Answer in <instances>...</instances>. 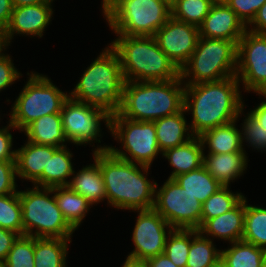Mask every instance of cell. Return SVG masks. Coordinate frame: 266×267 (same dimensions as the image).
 <instances>
[{
	"instance_id": "6da1fadb",
	"label": "cell",
	"mask_w": 266,
	"mask_h": 267,
	"mask_svg": "<svg viewBox=\"0 0 266 267\" xmlns=\"http://www.w3.org/2000/svg\"><path fill=\"white\" fill-rule=\"evenodd\" d=\"M108 147L98 145L93 151L103 176L107 203L118 210L152 209L156 181L147 178L150 167L123 160L108 151Z\"/></svg>"
},
{
	"instance_id": "7a4b0ae2",
	"label": "cell",
	"mask_w": 266,
	"mask_h": 267,
	"mask_svg": "<svg viewBox=\"0 0 266 267\" xmlns=\"http://www.w3.org/2000/svg\"><path fill=\"white\" fill-rule=\"evenodd\" d=\"M239 85L236 76L214 82L185 84L184 109L192 114L189 129L193 136H200L243 115L244 100Z\"/></svg>"
},
{
	"instance_id": "3957f363",
	"label": "cell",
	"mask_w": 266,
	"mask_h": 267,
	"mask_svg": "<svg viewBox=\"0 0 266 267\" xmlns=\"http://www.w3.org/2000/svg\"><path fill=\"white\" fill-rule=\"evenodd\" d=\"M184 92L181 77L166 81H127L118 113L133 121H155L171 116L184 109Z\"/></svg>"
},
{
	"instance_id": "277c9868",
	"label": "cell",
	"mask_w": 266,
	"mask_h": 267,
	"mask_svg": "<svg viewBox=\"0 0 266 267\" xmlns=\"http://www.w3.org/2000/svg\"><path fill=\"white\" fill-rule=\"evenodd\" d=\"M104 49L86 68L69 97L112 116L119 112L125 79L116 50L111 45Z\"/></svg>"
},
{
	"instance_id": "5b68a950",
	"label": "cell",
	"mask_w": 266,
	"mask_h": 267,
	"mask_svg": "<svg viewBox=\"0 0 266 267\" xmlns=\"http://www.w3.org/2000/svg\"><path fill=\"white\" fill-rule=\"evenodd\" d=\"M109 45L118 53L125 82L180 77V69L160 49L153 36H118Z\"/></svg>"
},
{
	"instance_id": "8992f818",
	"label": "cell",
	"mask_w": 266,
	"mask_h": 267,
	"mask_svg": "<svg viewBox=\"0 0 266 267\" xmlns=\"http://www.w3.org/2000/svg\"><path fill=\"white\" fill-rule=\"evenodd\" d=\"M101 7L117 36H154L171 17V8L159 0H107Z\"/></svg>"
},
{
	"instance_id": "52a82bcc",
	"label": "cell",
	"mask_w": 266,
	"mask_h": 267,
	"mask_svg": "<svg viewBox=\"0 0 266 267\" xmlns=\"http://www.w3.org/2000/svg\"><path fill=\"white\" fill-rule=\"evenodd\" d=\"M238 44L199 37L197 46L180 69L184 84L214 82L236 75Z\"/></svg>"
},
{
	"instance_id": "ba28073f",
	"label": "cell",
	"mask_w": 266,
	"mask_h": 267,
	"mask_svg": "<svg viewBox=\"0 0 266 267\" xmlns=\"http://www.w3.org/2000/svg\"><path fill=\"white\" fill-rule=\"evenodd\" d=\"M52 195V196H50ZM24 235L35 238H71L75 230L64 219L54 196V187L19 191Z\"/></svg>"
},
{
	"instance_id": "9c48e42d",
	"label": "cell",
	"mask_w": 266,
	"mask_h": 267,
	"mask_svg": "<svg viewBox=\"0 0 266 267\" xmlns=\"http://www.w3.org/2000/svg\"><path fill=\"white\" fill-rule=\"evenodd\" d=\"M28 81L12 105L9 121L22 131L38 118L60 113L69 97L46 75L31 72Z\"/></svg>"
},
{
	"instance_id": "30bf717a",
	"label": "cell",
	"mask_w": 266,
	"mask_h": 267,
	"mask_svg": "<svg viewBox=\"0 0 266 267\" xmlns=\"http://www.w3.org/2000/svg\"><path fill=\"white\" fill-rule=\"evenodd\" d=\"M109 130L124 150L110 145L108 151L123 160L151 167L159 153L162 155L154 121H133L117 113L110 116Z\"/></svg>"
},
{
	"instance_id": "8fae6325",
	"label": "cell",
	"mask_w": 266,
	"mask_h": 267,
	"mask_svg": "<svg viewBox=\"0 0 266 267\" xmlns=\"http://www.w3.org/2000/svg\"><path fill=\"white\" fill-rule=\"evenodd\" d=\"M173 229H196L201 226L202 203L168 178L162 187L155 186L153 207Z\"/></svg>"
},
{
	"instance_id": "7c38bea8",
	"label": "cell",
	"mask_w": 266,
	"mask_h": 267,
	"mask_svg": "<svg viewBox=\"0 0 266 267\" xmlns=\"http://www.w3.org/2000/svg\"><path fill=\"white\" fill-rule=\"evenodd\" d=\"M62 127L69 143L88 145L101 143V121L109 129L110 115L101 108L87 105L68 97L61 109ZM98 137V138H97ZM99 139V140H98Z\"/></svg>"
},
{
	"instance_id": "4fadbf2b",
	"label": "cell",
	"mask_w": 266,
	"mask_h": 267,
	"mask_svg": "<svg viewBox=\"0 0 266 267\" xmlns=\"http://www.w3.org/2000/svg\"><path fill=\"white\" fill-rule=\"evenodd\" d=\"M238 81L245 92L266 93V35L246 30L238 42Z\"/></svg>"
},
{
	"instance_id": "5bb4252c",
	"label": "cell",
	"mask_w": 266,
	"mask_h": 267,
	"mask_svg": "<svg viewBox=\"0 0 266 267\" xmlns=\"http://www.w3.org/2000/svg\"><path fill=\"white\" fill-rule=\"evenodd\" d=\"M136 212L139 213L132 234L135 248L127 256L148 260L163 254L173 228L154 208Z\"/></svg>"
},
{
	"instance_id": "9a60e30c",
	"label": "cell",
	"mask_w": 266,
	"mask_h": 267,
	"mask_svg": "<svg viewBox=\"0 0 266 267\" xmlns=\"http://www.w3.org/2000/svg\"><path fill=\"white\" fill-rule=\"evenodd\" d=\"M160 49L181 69L193 54L199 37V27L172 16L153 36Z\"/></svg>"
},
{
	"instance_id": "2e32d148",
	"label": "cell",
	"mask_w": 266,
	"mask_h": 267,
	"mask_svg": "<svg viewBox=\"0 0 266 267\" xmlns=\"http://www.w3.org/2000/svg\"><path fill=\"white\" fill-rule=\"evenodd\" d=\"M52 3L13 7L9 24L5 27L8 46L14 34L43 37V33L52 21Z\"/></svg>"
},
{
	"instance_id": "e0dca14e",
	"label": "cell",
	"mask_w": 266,
	"mask_h": 267,
	"mask_svg": "<svg viewBox=\"0 0 266 267\" xmlns=\"http://www.w3.org/2000/svg\"><path fill=\"white\" fill-rule=\"evenodd\" d=\"M247 27L224 2L216 0L199 26L200 37L225 39L238 44Z\"/></svg>"
},
{
	"instance_id": "ac0fdd59",
	"label": "cell",
	"mask_w": 266,
	"mask_h": 267,
	"mask_svg": "<svg viewBox=\"0 0 266 267\" xmlns=\"http://www.w3.org/2000/svg\"><path fill=\"white\" fill-rule=\"evenodd\" d=\"M245 197L230 211L207 219L198 231L212 241L217 239L233 243L242 240L244 231ZM209 235V236H208Z\"/></svg>"
},
{
	"instance_id": "d6986e66",
	"label": "cell",
	"mask_w": 266,
	"mask_h": 267,
	"mask_svg": "<svg viewBox=\"0 0 266 267\" xmlns=\"http://www.w3.org/2000/svg\"><path fill=\"white\" fill-rule=\"evenodd\" d=\"M57 148L27 141L21 148L16 149L17 177L33 184L43 174V170H47L49 155H53Z\"/></svg>"
},
{
	"instance_id": "ffe728a7",
	"label": "cell",
	"mask_w": 266,
	"mask_h": 267,
	"mask_svg": "<svg viewBox=\"0 0 266 267\" xmlns=\"http://www.w3.org/2000/svg\"><path fill=\"white\" fill-rule=\"evenodd\" d=\"M246 155V151L207 155L204 152L203 166L222 186H229L245 173L248 164Z\"/></svg>"
},
{
	"instance_id": "44dd1931",
	"label": "cell",
	"mask_w": 266,
	"mask_h": 267,
	"mask_svg": "<svg viewBox=\"0 0 266 267\" xmlns=\"http://www.w3.org/2000/svg\"><path fill=\"white\" fill-rule=\"evenodd\" d=\"M204 151L198 136H193L182 145L165 150L162 156L168 160L173 169L168 178L174 179L180 174L203 166Z\"/></svg>"
},
{
	"instance_id": "7402d4cb",
	"label": "cell",
	"mask_w": 266,
	"mask_h": 267,
	"mask_svg": "<svg viewBox=\"0 0 266 267\" xmlns=\"http://www.w3.org/2000/svg\"><path fill=\"white\" fill-rule=\"evenodd\" d=\"M186 113L183 109L177 114L154 121L158 146L162 153L169 148L184 144L193 137L184 115Z\"/></svg>"
},
{
	"instance_id": "603a6c76",
	"label": "cell",
	"mask_w": 266,
	"mask_h": 267,
	"mask_svg": "<svg viewBox=\"0 0 266 267\" xmlns=\"http://www.w3.org/2000/svg\"><path fill=\"white\" fill-rule=\"evenodd\" d=\"M237 120L209 129L198 136L204 149L207 145V154H221L243 152L240 129L236 127Z\"/></svg>"
},
{
	"instance_id": "cb8c5ba5",
	"label": "cell",
	"mask_w": 266,
	"mask_h": 267,
	"mask_svg": "<svg viewBox=\"0 0 266 267\" xmlns=\"http://www.w3.org/2000/svg\"><path fill=\"white\" fill-rule=\"evenodd\" d=\"M76 173V174H75ZM68 186L77 194L86 198L93 206L106 200V189L99 164L86 165L78 172L73 171Z\"/></svg>"
},
{
	"instance_id": "d4e9b609",
	"label": "cell",
	"mask_w": 266,
	"mask_h": 267,
	"mask_svg": "<svg viewBox=\"0 0 266 267\" xmlns=\"http://www.w3.org/2000/svg\"><path fill=\"white\" fill-rule=\"evenodd\" d=\"M22 132L27 141L54 147L66 146L67 139L62 127L60 113L45 115L29 124Z\"/></svg>"
},
{
	"instance_id": "484cf974",
	"label": "cell",
	"mask_w": 266,
	"mask_h": 267,
	"mask_svg": "<svg viewBox=\"0 0 266 267\" xmlns=\"http://www.w3.org/2000/svg\"><path fill=\"white\" fill-rule=\"evenodd\" d=\"M67 146L58 147L53 155H49L47 170L33 183L34 186L53 188L68 186L73 175V154ZM70 180H67V179Z\"/></svg>"
},
{
	"instance_id": "4316f807",
	"label": "cell",
	"mask_w": 266,
	"mask_h": 267,
	"mask_svg": "<svg viewBox=\"0 0 266 267\" xmlns=\"http://www.w3.org/2000/svg\"><path fill=\"white\" fill-rule=\"evenodd\" d=\"M54 196L64 219L74 230H77L92 204L69 186L54 187Z\"/></svg>"
},
{
	"instance_id": "83f0119b",
	"label": "cell",
	"mask_w": 266,
	"mask_h": 267,
	"mask_svg": "<svg viewBox=\"0 0 266 267\" xmlns=\"http://www.w3.org/2000/svg\"><path fill=\"white\" fill-rule=\"evenodd\" d=\"M71 238H35V267H66L68 245Z\"/></svg>"
},
{
	"instance_id": "f1b7e54d",
	"label": "cell",
	"mask_w": 266,
	"mask_h": 267,
	"mask_svg": "<svg viewBox=\"0 0 266 267\" xmlns=\"http://www.w3.org/2000/svg\"><path fill=\"white\" fill-rule=\"evenodd\" d=\"M174 179L183 189L197 198L202 204L222 187L204 166L188 173L180 174Z\"/></svg>"
},
{
	"instance_id": "f546056e",
	"label": "cell",
	"mask_w": 266,
	"mask_h": 267,
	"mask_svg": "<svg viewBox=\"0 0 266 267\" xmlns=\"http://www.w3.org/2000/svg\"><path fill=\"white\" fill-rule=\"evenodd\" d=\"M210 238L198 230L190 229V248L186 267H213L221 259V250L216 249Z\"/></svg>"
},
{
	"instance_id": "4dcf8cb0",
	"label": "cell",
	"mask_w": 266,
	"mask_h": 267,
	"mask_svg": "<svg viewBox=\"0 0 266 267\" xmlns=\"http://www.w3.org/2000/svg\"><path fill=\"white\" fill-rule=\"evenodd\" d=\"M220 260L226 267H264L262 248L244 240L222 249Z\"/></svg>"
},
{
	"instance_id": "1f68e13d",
	"label": "cell",
	"mask_w": 266,
	"mask_h": 267,
	"mask_svg": "<svg viewBox=\"0 0 266 267\" xmlns=\"http://www.w3.org/2000/svg\"><path fill=\"white\" fill-rule=\"evenodd\" d=\"M246 199L242 240L262 248L266 245V208L248 205Z\"/></svg>"
},
{
	"instance_id": "d6a6232c",
	"label": "cell",
	"mask_w": 266,
	"mask_h": 267,
	"mask_svg": "<svg viewBox=\"0 0 266 267\" xmlns=\"http://www.w3.org/2000/svg\"><path fill=\"white\" fill-rule=\"evenodd\" d=\"M245 196L235 194L229 186H222L202 204L201 225L207 220L217 217L233 209Z\"/></svg>"
},
{
	"instance_id": "836d02e7",
	"label": "cell",
	"mask_w": 266,
	"mask_h": 267,
	"mask_svg": "<svg viewBox=\"0 0 266 267\" xmlns=\"http://www.w3.org/2000/svg\"><path fill=\"white\" fill-rule=\"evenodd\" d=\"M216 0H176L171 8L174 19L200 26Z\"/></svg>"
},
{
	"instance_id": "e575fe53",
	"label": "cell",
	"mask_w": 266,
	"mask_h": 267,
	"mask_svg": "<svg viewBox=\"0 0 266 267\" xmlns=\"http://www.w3.org/2000/svg\"><path fill=\"white\" fill-rule=\"evenodd\" d=\"M0 227L24 235L19 190L0 196Z\"/></svg>"
},
{
	"instance_id": "d590c367",
	"label": "cell",
	"mask_w": 266,
	"mask_h": 267,
	"mask_svg": "<svg viewBox=\"0 0 266 267\" xmlns=\"http://www.w3.org/2000/svg\"><path fill=\"white\" fill-rule=\"evenodd\" d=\"M190 248V229H173L168 235L164 254L178 267H186Z\"/></svg>"
},
{
	"instance_id": "8d00e7d4",
	"label": "cell",
	"mask_w": 266,
	"mask_h": 267,
	"mask_svg": "<svg viewBox=\"0 0 266 267\" xmlns=\"http://www.w3.org/2000/svg\"><path fill=\"white\" fill-rule=\"evenodd\" d=\"M5 262L7 267H35L34 237L19 236L13 243Z\"/></svg>"
},
{
	"instance_id": "74e56055",
	"label": "cell",
	"mask_w": 266,
	"mask_h": 267,
	"mask_svg": "<svg viewBox=\"0 0 266 267\" xmlns=\"http://www.w3.org/2000/svg\"><path fill=\"white\" fill-rule=\"evenodd\" d=\"M246 115L240 131L242 145L245 140L254 149L266 151V127L261 126L250 113Z\"/></svg>"
},
{
	"instance_id": "f35d334b",
	"label": "cell",
	"mask_w": 266,
	"mask_h": 267,
	"mask_svg": "<svg viewBox=\"0 0 266 267\" xmlns=\"http://www.w3.org/2000/svg\"><path fill=\"white\" fill-rule=\"evenodd\" d=\"M247 27L266 0H224Z\"/></svg>"
},
{
	"instance_id": "ab89813d",
	"label": "cell",
	"mask_w": 266,
	"mask_h": 267,
	"mask_svg": "<svg viewBox=\"0 0 266 267\" xmlns=\"http://www.w3.org/2000/svg\"><path fill=\"white\" fill-rule=\"evenodd\" d=\"M15 161H0V196L18 192Z\"/></svg>"
},
{
	"instance_id": "60d3db41",
	"label": "cell",
	"mask_w": 266,
	"mask_h": 267,
	"mask_svg": "<svg viewBox=\"0 0 266 267\" xmlns=\"http://www.w3.org/2000/svg\"><path fill=\"white\" fill-rule=\"evenodd\" d=\"M22 74L14 66L9 54H0V92L14 84Z\"/></svg>"
},
{
	"instance_id": "b9f144b4",
	"label": "cell",
	"mask_w": 266,
	"mask_h": 267,
	"mask_svg": "<svg viewBox=\"0 0 266 267\" xmlns=\"http://www.w3.org/2000/svg\"><path fill=\"white\" fill-rule=\"evenodd\" d=\"M7 124L0 128V161H15L16 150L12 149L13 137L10 131L16 127L10 121Z\"/></svg>"
},
{
	"instance_id": "7bdbcfd3",
	"label": "cell",
	"mask_w": 266,
	"mask_h": 267,
	"mask_svg": "<svg viewBox=\"0 0 266 267\" xmlns=\"http://www.w3.org/2000/svg\"><path fill=\"white\" fill-rule=\"evenodd\" d=\"M20 235L14 231L0 227V261H5L13 243Z\"/></svg>"
},
{
	"instance_id": "ee69618b",
	"label": "cell",
	"mask_w": 266,
	"mask_h": 267,
	"mask_svg": "<svg viewBox=\"0 0 266 267\" xmlns=\"http://www.w3.org/2000/svg\"><path fill=\"white\" fill-rule=\"evenodd\" d=\"M247 30L266 35V2L259 8L255 18L247 26Z\"/></svg>"
},
{
	"instance_id": "f6af8a7d",
	"label": "cell",
	"mask_w": 266,
	"mask_h": 267,
	"mask_svg": "<svg viewBox=\"0 0 266 267\" xmlns=\"http://www.w3.org/2000/svg\"><path fill=\"white\" fill-rule=\"evenodd\" d=\"M13 11L12 0H0V25L5 29Z\"/></svg>"
},
{
	"instance_id": "bcb514c9",
	"label": "cell",
	"mask_w": 266,
	"mask_h": 267,
	"mask_svg": "<svg viewBox=\"0 0 266 267\" xmlns=\"http://www.w3.org/2000/svg\"><path fill=\"white\" fill-rule=\"evenodd\" d=\"M259 96L266 98V93H257ZM266 100V99H265ZM261 126L266 127V101H262L256 108L249 112Z\"/></svg>"
},
{
	"instance_id": "7dc6e473",
	"label": "cell",
	"mask_w": 266,
	"mask_h": 267,
	"mask_svg": "<svg viewBox=\"0 0 266 267\" xmlns=\"http://www.w3.org/2000/svg\"><path fill=\"white\" fill-rule=\"evenodd\" d=\"M146 261L148 267H178L164 253L152 257Z\"/></svg>"
},
{
	"instance_id": "c3c4849f",
	"label": "cell",
	"mask_w": 266,
	"mask_h": 267,
	"mask_svg": "<svg viewBox=\"0 0 266 267\" xmlns=\"http://www.w3.org/2000/svg\"><path fill=\"white\" fill-rule=\"evenodd\" d=\"M122 267H148L147 261L127 256Z\"/></svg>"
},
{
	"instance_id": "681fc988",
	"label": "cell",
	"mask_w": 266,
	"mask_h": 267,
	"mask_svg": "<svg viewBox=\"0 0 266 267\" xmlns=\"http://www.w3.org/2000/svg\"><path fill=\"white\" fill-rule=\"evenodd\" d=\"M54 0H12L13 7L28 6L42 3H53Z\"/></svg>"
},
{
	"instance_id": "f907efd6",
	"label": "cell",
	"mask_w": 266,
	"mask_h": 267,
	"mask_svg": "<svg viewBox=\"0 0 266 267\" xmlns=\"http://www.w3.org/2000/svg\"><path fill=\"white\" fill-rule=\"evenodd\" d=\"M7 47L8 44L5 38V29L0 25V54H2V51H5Z\"/></svg>"
},
{
	"instance_id": "816d5d0a",
	"label": "cell",
	"mask_w": 266,
	"mask_h": 267,
	"mask_svg": "<svg viewBox=\"0 0 266 267\" xmlns=\"http://www.w3.org/2000/svg\"><path fill=\"white\" fill-rule=\"evenodd\" d=\"M159 1L165 3L170 8H172L176 3V0H159Z\"/></svg>"
},
{
	"instance_id": "f5cc1de1",
	"label": "cell",
	"mask_w": 266,
	"mask_h": 267,
	"mask_svg": "<svg viewBox=\"0 0 266 267\" xmlns=\"http://www.w3.org/2000/svg\"><path fill=\"white\" fill-rule=\"evenodd\" d=\"M262 255L264 261V267H266V245L262 247Z\"/></svg>"
},
{
	"instance_id": "db71d44e",
	"label": "cell",
	"mask_w": 266,
	"mask_h": 267,
	"mask_svg": "<svg viewBox=\"0 0 266 267\" xmlns=\"http://www.w3.org/2000/svg\"><path fill=\"white\" fill-rule=\"evenodd\" d=\"M213 267H226L222 261L220 260L216 265H214Z\"/></svg>"
},
{
	"instance_id": "11a10c76",
	"label": "cell",
	"mask_w": 266,
	"mask_h": 267,
	"mask_svg": "<svg viewBox=\"0 0 266 267\" xmlns=\"http://www.w3.org/2000/svg\"><path fill=\"white\" fill-rule=\"evenodd\" d=\"M0 267H7L6 262L5 261H0Z\"/></svg>"
}]
</instances>
